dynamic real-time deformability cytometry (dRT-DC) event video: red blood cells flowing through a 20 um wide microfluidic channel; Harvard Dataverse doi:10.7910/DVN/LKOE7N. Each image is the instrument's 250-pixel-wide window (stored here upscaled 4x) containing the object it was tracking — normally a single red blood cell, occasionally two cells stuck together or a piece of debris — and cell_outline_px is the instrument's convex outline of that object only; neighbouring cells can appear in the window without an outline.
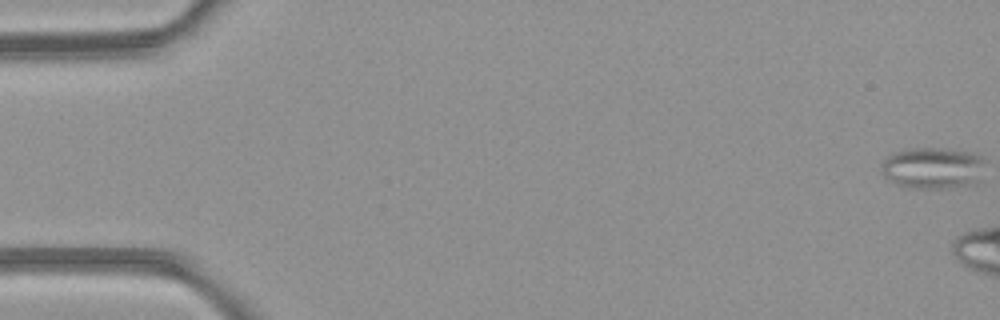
{"species": "common noctule bat (a hibernating species)", "species_latin": "Nyctalus noctula", "temperature_condition": "room temperature", "stored_images_in_passage": 6, "camera_frame_rate_fps": 3000, "um_per_image_px": 0.085, "animal": {"sex": "female", "body_mass_g": 21.9}, "frame": {"image": 1, "passage_image": 1, "time_ms": 0.0, "image_size_px": [1000, 320], "cell_outline_px": [[984, 160], [980, 180], [976, 184], [944, 188], [912, 188], [896, 184], [884, 176], [880, 164], [888, 156], [896, 152], [912, 148], [936, 148], [972, 152], [980, 156]], "centroid_in_image_um": [79.3, 14.29], "position_along_channel_um": 5.7, "area_um2": 25.03}}